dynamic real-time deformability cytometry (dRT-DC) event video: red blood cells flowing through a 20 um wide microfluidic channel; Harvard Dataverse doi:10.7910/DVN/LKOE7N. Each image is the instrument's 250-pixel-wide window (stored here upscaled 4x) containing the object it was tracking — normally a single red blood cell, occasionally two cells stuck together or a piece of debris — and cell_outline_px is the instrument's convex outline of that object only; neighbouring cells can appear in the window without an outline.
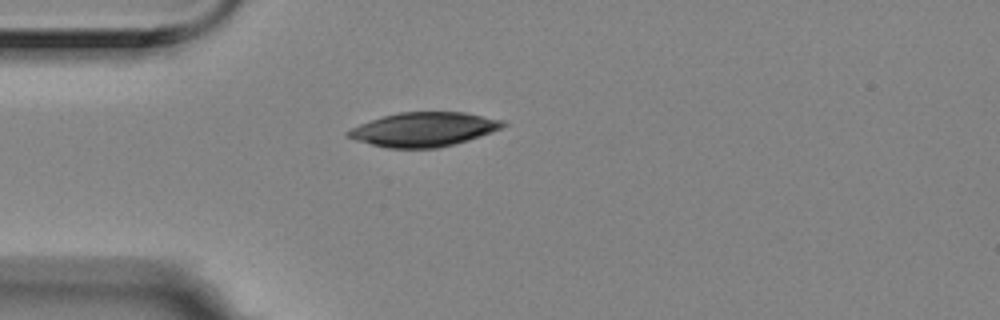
{"species": "Egyptian fruit bat (a non-hibernating species)", "species_latin": "Rousettus aegyptiacus", "temperature_condition": "room temperature", "stored_images_in_passage": 2, "camera_frame_rate_fps": 3000, "um_per_image_px": 0.085, "animal": {"sex": "female"}, "frame": {"image": 1, "passage_image": 2, "time_ms": 0.333, "image_size_px": [1000, 320], "cell_outline_px": [[508, 124], [492, 132], [456, 144], [440, 148], [388, 148], [356, 140], [348, 136], [344, 132], [360, 124], [384, 116], [400, 112], [464, 112], [504, 120]], "centroid_in_image_um": [36.06, 11.0], "position_along_channel_um": 48.9, "area_um2": 30.69}}